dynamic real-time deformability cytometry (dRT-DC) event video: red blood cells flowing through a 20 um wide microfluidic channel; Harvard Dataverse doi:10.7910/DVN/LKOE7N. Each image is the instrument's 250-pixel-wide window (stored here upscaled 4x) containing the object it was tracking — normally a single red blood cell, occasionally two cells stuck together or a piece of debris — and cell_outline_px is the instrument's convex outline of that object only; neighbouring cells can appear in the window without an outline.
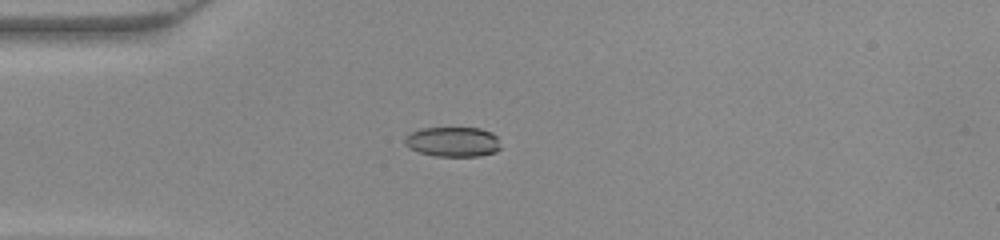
{"species": "common noctule bat (a hibernating species)", "species_latin": "Nyctalus noctula", "temperature_condition": "warm", "stored_images_in_passage": 37, "camera_frame_rate_fps": 3000, "um_per_image_px": 0.085, "animal": {"sex": "female", "body_mass_g": 22.0, "forearm_length_mm": 56.7}, "frame": {"image": 1, "passage_image": 2, "time_ms": 0.333, "image_size_px": [1000, 240], "cell_outline_px": [[500, 148], [496, 152], [480, 156], [436, 156], [420, 152], [408, 148], [404, 144], [404, 136], [420, 128], [480, 128], [492, 132], [496, 136]], "centroid_in_image_um": [38.47, 12.05], "position_along_channel_um": 46.5, "area_um2": 16.76}}
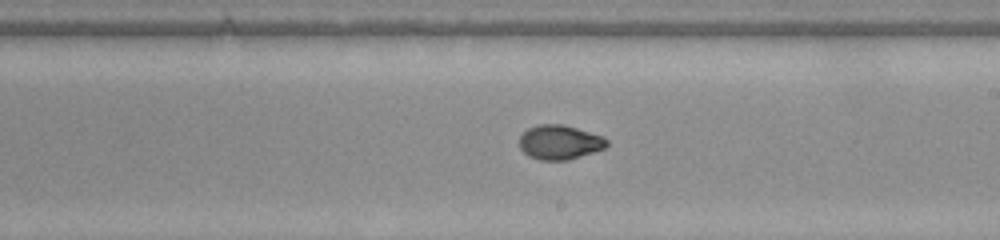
{"frame": {"image": 2, "passage_image": 17, "time_ms": 5.333, "image_size_px": [1000, 240], "cell_outline_px": [[608, 144], [604, 148], [568, 160], [540, 160], [528, 156], [520, 148], [520, 136], [528, 128], [540, 124], [564, 124], [600, 136], [608, 140]], "centroid_in_image_um": [47.54, 12.09], "position_along_channel_um": 241.5, "area_um2": 17.28}}
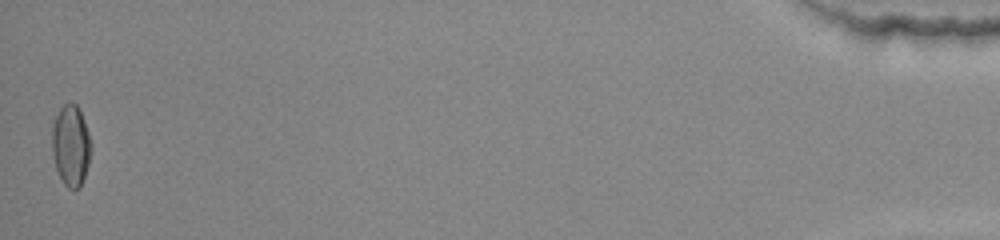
{"frame": {"image": 3, "passage_image": 37, "time_ms": 12.0, "image_size_px": [1000, 240], "cell_outline_px": [[88, 164], [80, 188], [68, 188], [64, 184], [56, 168], [52, 152], [52, 124], [60, 108], [68, 100], [76, 104], [84, 120], [88, 132]], "centroid_in_image_um": [5.98, 12.33], "position_along_channel_um": 429.2, "area_um2": 17.92}}